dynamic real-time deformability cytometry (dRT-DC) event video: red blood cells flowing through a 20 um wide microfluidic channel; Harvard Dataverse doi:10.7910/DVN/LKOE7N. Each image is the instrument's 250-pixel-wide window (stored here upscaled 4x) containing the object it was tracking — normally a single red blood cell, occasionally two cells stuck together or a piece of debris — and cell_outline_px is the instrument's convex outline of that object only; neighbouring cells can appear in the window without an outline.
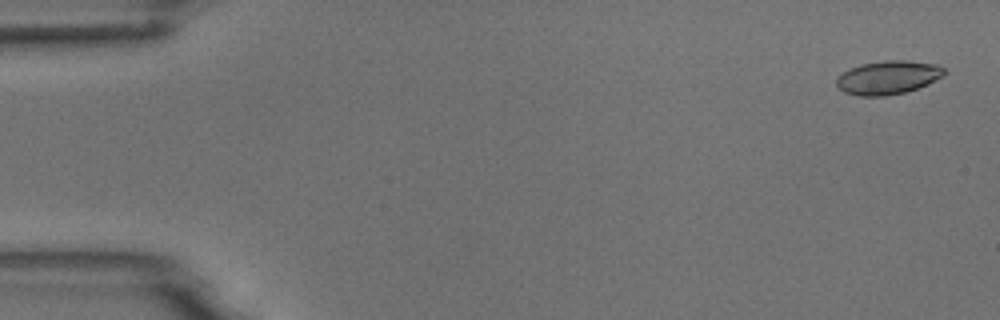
{"species": "common noctule bat (a hibernating species)", "species_latin": "Nyctalus noctula", "temperature_condition": "room temperature", "stored_images_in_passage": 5, "camera_frame_rate_fps": 3000, "um_per_image_px": 0.085, "animal": {"sex": "male", "body_mass_g": 18.8}, "frame": {"image": 1, "passage_image": 1, "time_ms": 0.0, "image_size_px": [1000, 320], "cell_outline_px": [[948, 72], [944, 76], [928, 84], [904, 92], [884, 96], [860, 96], [844, 92], [836, 84], [836, 80], [844, 72], [860, 64], [884, 60], [904, 60], [940, 64]], "centroid_in_image_um": [75.54, 6.57], "position_along_channel_um": 9.5, "area_um2": 21.1}}
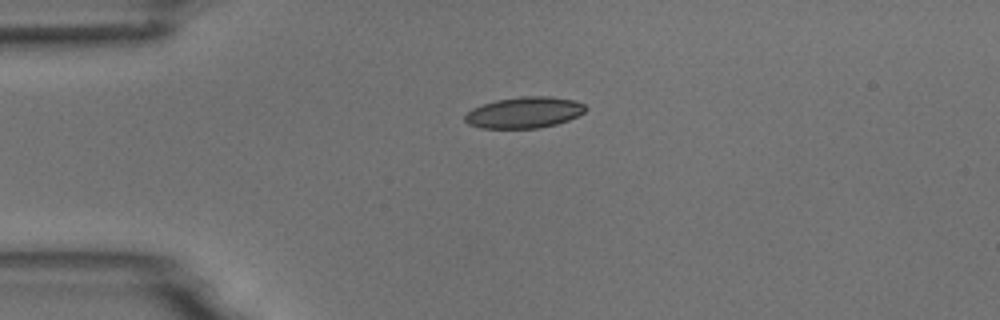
{"frame": {"image": 2, "passage_image": 4, "time_ms": 3.667, "image_size_px": [1000, 320], "cell_outline_px": [[588, 108], [584, 112], [568, 120], [556, 124], [540, 128], [480, 128], [468, 124], [464, 120], [464, 116], [472, 108], [496, 100], [520, 96], [548, 96], [572, 100], [584, 104]], "centroid_in_image_um": [44.55, 9.56], "position_along_channel_um": 40.5, "area_um2": 21.85}}